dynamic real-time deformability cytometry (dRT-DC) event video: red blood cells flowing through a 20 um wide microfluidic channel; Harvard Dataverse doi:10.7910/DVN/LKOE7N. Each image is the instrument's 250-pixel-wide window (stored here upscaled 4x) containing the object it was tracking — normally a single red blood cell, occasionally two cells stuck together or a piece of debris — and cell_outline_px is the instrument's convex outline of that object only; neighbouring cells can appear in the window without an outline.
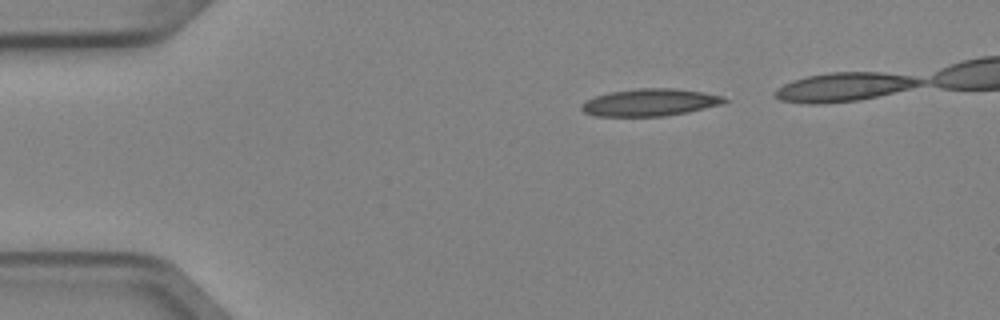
{"species": "Egyptian fruit bat (a non-hibernating species)", "species_latin": "Rousettus aegyptiacus", "temperature_condition": "cold", "stored_images_in_passage": 3, "camera_frame_rate_fps": 3000, "um_per_image_px": 0.085, "animal": {"sex": "female"}, "frame": {"image": 1, "passage_image": 1, "time_ms": 0.0, "image_size_px": [1000, 320], "cell_outline_px": [[728, 100], [724, 104], [688, 112], [664, 116], [596, 116], [584, 112], [580, 108], [580, 104], [596, 96], [608, 92], [636, 88], [676, 88], [704, 92], [724, 96]], "centroid_in_image_um": [55.28, 8.7], "position_along_channel_um": 29.7, "area_um2": 22.89}}